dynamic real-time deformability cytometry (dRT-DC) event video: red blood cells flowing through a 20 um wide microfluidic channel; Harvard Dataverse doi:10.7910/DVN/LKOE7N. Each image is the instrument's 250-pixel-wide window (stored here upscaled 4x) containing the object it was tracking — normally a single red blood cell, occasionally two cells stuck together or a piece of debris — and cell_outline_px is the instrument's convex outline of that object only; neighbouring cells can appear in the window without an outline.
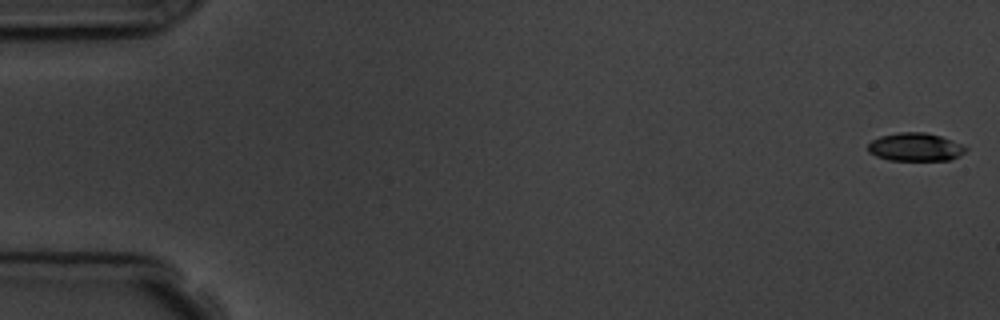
{"species": "common noctule bat (a hibernating species)", "species_latin": "Nyctalus noctula", "temperature_condition": "room temperature", "stored_images_in_passage": 5, "camera_frame_rate_fps": 3000, "um_per_image_px": 0.085, "animal": {"sex": "male", "body_mass_g": 19.5, "forearm_length_mm": 54.6}, "frame": {"image": 1, "passage_image": 1, "time_ms": 0.0, "image_size_px": [1000, 320], "cell_outline_px": [[968, 148], [960, 156], [952, 160], [888, 160], [876, 156], [868, 152], [868, 144], [872, 140], [880, 136], [900, 132], [924, 132], [940, 136], [960, 144]], "centroid_in_image_um": [77.79, 12.5], "position_along_channel_um": 7.2, "area_um2": 16.01}}
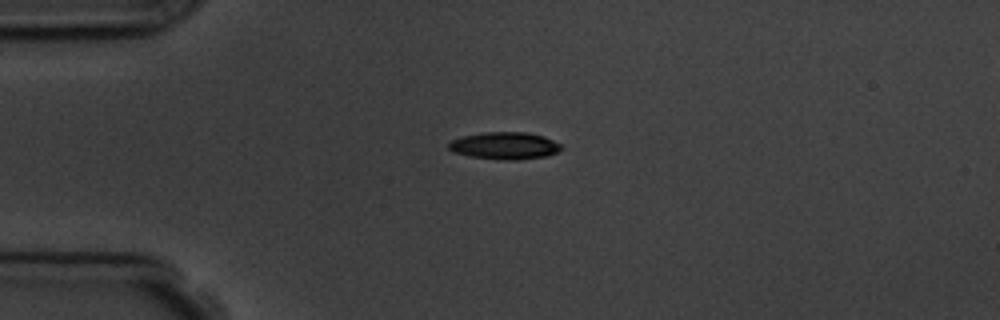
{"frame": {"image": 2, "passage_image": 4, "time_ms": 4.333, "image_size_px": [1000, 320], "cell_outline_px": [[560, 148], [556, 152], [548, 156], [516, 160], [504, 160], [472, 156], [452, 152], [448, 148], [448, 144], [452, 140], [464, 136], [484, 132], [528, 132], [544, 136], [560, 144]], "centroid_in_image_um": [42.89, 12.38], "position_along_channel_um": 42.1, "area_um2": 17.69}}